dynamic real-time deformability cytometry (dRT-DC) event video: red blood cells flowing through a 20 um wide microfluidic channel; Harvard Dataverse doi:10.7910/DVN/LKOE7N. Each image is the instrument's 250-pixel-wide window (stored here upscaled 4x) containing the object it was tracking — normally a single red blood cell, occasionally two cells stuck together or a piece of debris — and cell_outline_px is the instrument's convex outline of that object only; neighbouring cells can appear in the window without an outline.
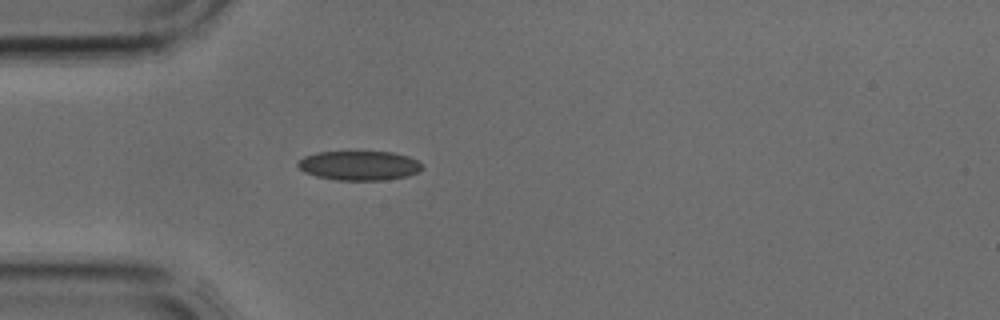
{"species": "common noctule bat (a hibernating species)", "species_latin": "Nyctalus noctula", "temperature_condition": "cold", "stored_images_in_passage": 2, "camera_frame_rate_fps": 3000, "um_per_image_px": 0.085, "animal": {"sex": "male", "body_mass_g": 17.9, "forearm_length_mm": 54.2}, "frame": {"image": 1, "passage_image": 2, "time_ms": 0.333, "image_size_px": [1000, 320], "cell_outline_px": [[424, 168], [408, 176], [384, 180], [336, 180], [316, 176], [304, 172], [296, 164], [304, 156], [316, 152], [392, 152], [408, 156], [416, 160]], "centroid_in_image_um": [30.52, 14.07], "position_along_channel_um": 54.5, "area_um2": 21.21}}